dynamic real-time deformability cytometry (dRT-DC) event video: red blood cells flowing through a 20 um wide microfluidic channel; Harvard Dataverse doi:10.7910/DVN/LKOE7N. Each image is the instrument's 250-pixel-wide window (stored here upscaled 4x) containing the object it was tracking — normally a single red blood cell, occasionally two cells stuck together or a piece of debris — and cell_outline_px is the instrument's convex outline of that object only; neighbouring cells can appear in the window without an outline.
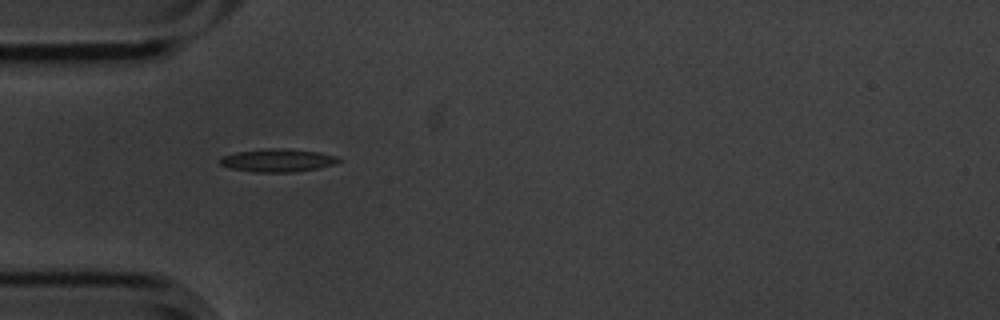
{"species": "common noctule bat (a hibernating species)", "species_latin": "Nyctalus noctula", "temperature_condition": "cold", "stored_images_in_passage": 5, "camera_frame_rate_fps": 3000, "um_per_image_px": 0.085, "animal": {"sex": "male", "body_mass_g": 20.1, "forearm_length_mm": 53.5}, "frame": {"image": 1, "passage_image": 4, "time_ms": 1.0, "image_size_px": [1000, 320], "cell_outline_px": [[340, 160], [336, 164], [320, 168], [296, 172], [256, 172], [228, 168], [220, 164], [220, 160], [224, 156], [236, 152], [268, 148], [284, 148], [320, 152], [340, 156]], "centroid_in_image_um": [23.67, 13.63], "position_along_channel_um": 61.3, "area_um2": 16.07}}
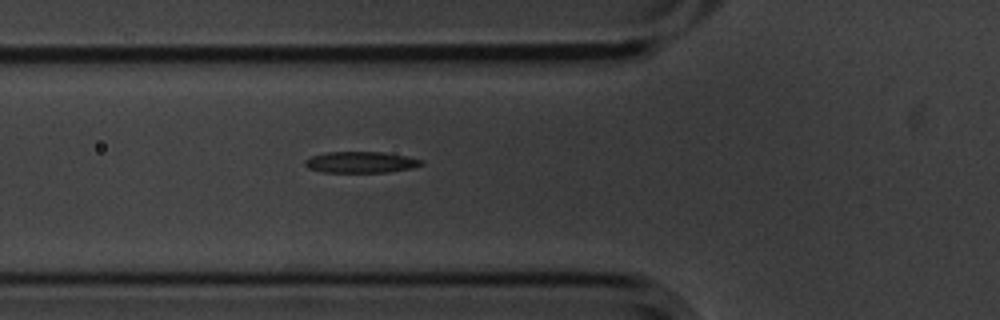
{"frame": {"image": 2, "passage_image": 5, "time_ms": 1.333, "image_size_px": [1000, 320], "cell_outline_px": [[424, 164], [412, 168], [388, 172], [324, 172], [308, 168], [304, 164], [304, 160], [312, 156], [328, 152], [384, 152], [424, 160]], "centroid_in_image_um": [30.68, 13.79], "position_along_channel_um": 95.1, "area_um2": 14.33}}